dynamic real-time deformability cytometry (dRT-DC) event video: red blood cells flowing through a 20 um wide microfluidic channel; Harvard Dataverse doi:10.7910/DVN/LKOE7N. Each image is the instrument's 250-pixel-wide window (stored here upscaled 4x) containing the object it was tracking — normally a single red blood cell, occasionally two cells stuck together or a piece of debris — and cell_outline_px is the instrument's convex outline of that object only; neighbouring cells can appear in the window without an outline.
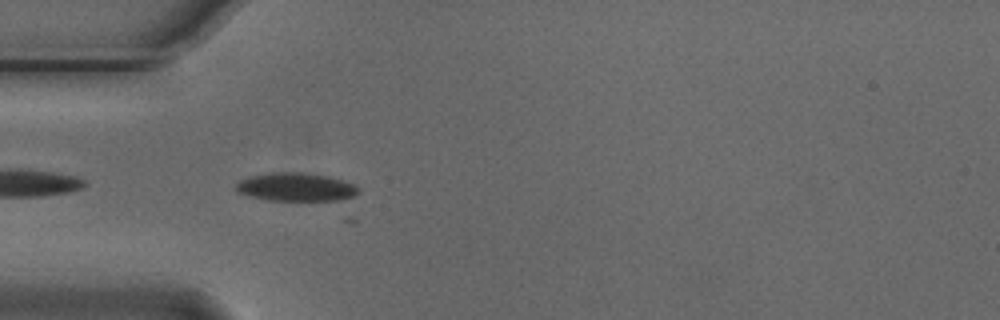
{"species": "Egyptian fruit bat (a non-hibernating species)", "species_latin": "Rousettus aegyptiacus", "temperature_condition": "cold", "stored_images_in_passage": 5, "camera_frame_rate_fps": 3000, "um_per_image_px": 0.085, "animal": {"sex": "male"}, "frame": {"image": 1, "passage_image": 4, "time_ms": 1.0, "image_size_px": [1000, 320], "cell_outline_px": [[360, 192], [352, 196], [340, 200], [268, 200], [252, 196], [240, 192], [236, 188], [236, 184], [240, 180], [248, 176], [272, 172], [304, 172], [328, 176], [356, 184], [360, 188]], "centroid_in_image_um": [25.2, 15.88], "position_along_channel_um": 59.8, "area_um2": 20.17}}